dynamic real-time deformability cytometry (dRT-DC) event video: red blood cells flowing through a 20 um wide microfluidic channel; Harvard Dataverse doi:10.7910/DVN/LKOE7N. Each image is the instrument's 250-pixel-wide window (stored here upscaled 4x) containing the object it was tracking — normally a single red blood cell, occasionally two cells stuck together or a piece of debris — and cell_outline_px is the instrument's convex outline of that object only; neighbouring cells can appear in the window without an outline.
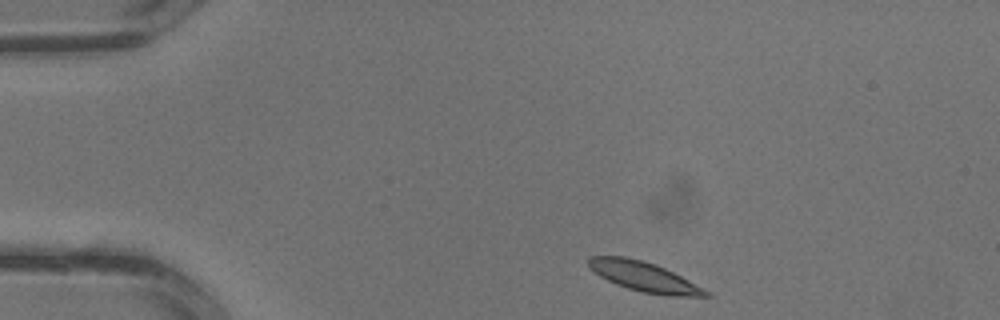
{"species": "common noctule bat (a hibernating species)", "species_latin": "Nyctalus noctula", "temperature_condition": "warm", "stored_images_in_passage": 2, "camera_frame_rate_fps": 3000, "um_per_image_px": 0.085, "animal": {"sex": "male", "body_mass_g": 13.3}, "frame": {"image": 1, "passage_image": 1, "time_ms": 0.0, "image_size_px": [1000, 320], "cell_outline_px": [[712, 296], [668, 296], [640, 292], [616, 284], [600, 276], [588, 268], [588, 256], [624, 256], [656, 264], [704, 288]], "centroid_in_image_um": [54.71, 23.52], "position_along_channel_um": 30.3, "area_um2": 20.17}}